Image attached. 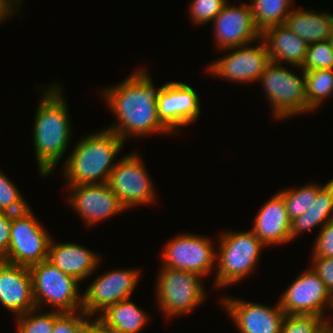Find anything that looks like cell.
<instances>
[{"mask_svg":"<svg viewBox=\"0 0 333 333\" xmlns=\"http://www.w3.org/2000/svg\"><path fill=\"white\" fill-rule=\"evenodd\" d=\"M251 230L265 246L291 241V220L284 198L279 192L262 205Z\"/></svg>","mask_w":333,"mask_h":333,"instance_id":"obj_19","label":"cell"},{"mask_svg":"<svg viewBox=\"0 0 333 333\" xmlns=\"http://www.w3.org/2000/svg\"><path fill=\"white\" fill-rule=\"evenodd\" d=\"M0 304L16 317L36 308L28 267L0 261Z\"/></svg>","mask_w":333,"mask_h":333,"instance_id":"obj_18","label":"cell"},{"mask_svg":"<svg viewBox=\"0 0 333 333\" xmlns=\"http://www.w3.org/2000/svg\"><path fill=\"white\" fill-rule=\"evenodd\" d=\"M286 315H316L325 318L326 307L333 309V296L318 274L308 268L293 281L278 300Z\"/></svg>","mask_w":333,"mask_h":333,"instance_id":"obj_11","label":"cell"},{"mask_svg":"<svg viewBox=\"0 0 333 333\" xmlns=\"http://www.w3.org/2000/svg\"><path fill=\"white\" fill-rule=\"evenodd\" d=\"M124 140L109 129L79 140L66 159L63 175L68 186L108 183L117 163H112Z\"/></svg>","mask_w":333,"mask_h":333,"instance_id":"obj_3","label":"cell"},{"mask_svg":"<svg viewBox=\"0 0 333 333\" xmlns=\"http://www.w3.org/2000/svg\"><path fill=\"white\" fill-rule=\"evenodd\" d=\"M98 318L117 333H139L149 317L135 302L127 299L109 306Z\"/></svg>","mask_w":333,"mask_h":333,"instance_id":"obj_24","label":"cell"},{"mask_svg":"<svg viewBox=\"0 0 333 333\" xmlns=\"http://www.w3.org/2000/svg\"><path fill=\"white\" fill-rule=\"evenodd\" d=\"M60 87L55 83L43 90L35 113L33 142L42 177L52 174L72 136L69 110Z\"/></svg>","mask_w":333,"mask_h":333,"instance_id":"obj_2","label":"cell"},{"mask_svg":"<svg viewBox=\"0 0 333 333\" xmlns=\"http://www.w3.org/2000/svg\"><path fill=\"white\" fill-rule=\"evenodd\" d=\"M12 215V213L0 212V261H4L7 257Z\"/></svg>","mask_w":333,"mask_h":333,"instance_id":"obj_36","label":"cell"},{"mask_svg":"<svg viewBox=\"0 0 333 333\" xmlns=\"http://www.w3.org/2000/svg\"><path fill=\"white\" fill-rule=\"evenodd\" d=\"M240 4L233 6L226 3L212 22L219 50L246 46L253 41L260 43L261 33L254 23L250 4Z\"/></svg>","mask_w":333,"mask_h":333,"instance_id":"obj_15","label":"cell"},{"mask_svg":"<svg viewBox=\"0 0 333 333\" xmlns=\"http://www.w3.org/2000/svg\"><path fill=\"white\" fill-rule=\"evenodd\" d=\"M292 3V0H252L249 4L260 33L269 27L284 24Z\"/></svg>","mask_w":333,"mask_h":333,"instance_id":"obj_25","label":"cell"},{"mask_svg":"<svg viewBox=\"0 0 333 333\" xmlns=\"http://www.w3.org/2000/svg\"><path fill=\"white\" fill-rule=\"evenodd\" d=\"M118 161L108 185L127 209L155 202V188L141 157L130 153Z\"/></svg>","mask_w":333,"mask_h":333,"instance_id":"obj_9","label":"cell"},{"mask_svg":"<svg viewBox=\"0 0 333 333\" xmlns=\"http://www.w3.org/2000/svg\"><path fill=\"white\" fill-rule=\"evenodd\" d=\"M157 90L150 75L143 68L121 84L104 89L102 94L118 119L114 126L107 129L116 133L122 140L129 136L137 137L153 133H172L159 119Z\"/></svg>","mask_w":333,"mask_h":333,"instance_id":"obj_1","label":"cell"},{"mask_svg":"<svg viewBox=\"0 0 333 333\" xmlns=\"http://www.w3.org/2000/svg\"><path fill=\"white\" fill-rule=\"evenodd\" d=\"M284 25L308 45L329 40L333 29V14L308 10H291Z\"/></svg>","mask_w":333,"mask_h":333,"instance_id":"obj_22","label":"cell"},{"mask_svg":"<svg viewBox=\"0 0 333 333\" xmlns=\"http://www.w3.org/2000/svg\"><path fill=\"white\" fill-rule=\"evenodd\" d=\"M157 108L159 119L173 134L196 121L201 113L198 94L191 86L177 81L161 86Z\"/></svg>","mask_w":333,"mask_h":333,"instance_id":"obj_14","label":"cell"},{"mask_svg":"<svg viewBox=\"0 0 333 333\" xmlns=\"http://www.w3.org/2000/svg\"><path fill=\"white\" fill-rule=\"evenodd\" d=\"M87 317L89 318L82 310L62 312L55 319L51 333H78L85 326Z\"/></svg>","mask_w":333,"mask_h":333,"instance_id":"obj_33","label":"cell"},{"mask_svg":"<svg viewBox=\"0 0 333 333\" xmlns=\"http://www.w3.org/2000/svg\"><path fill=\"white\" fill-rule=\"evenodd\" d=\"M269 54L270 62L290 64L301 67L306 56L308 44L284 24L265 29L261 33Z\"/></svg>","mask_w":333,"mask_h":333,"instance_id":"obj_21","label":"cell"},{"mask_svg":"<svg viewBox=\"0 0 333 333\" xmlns=\"http://www.w3.org/2000/svg\"><path fill=\"white\" fill-rule=\"evenodd\" d=\"M29 271L36 308L50 304L59 312L82 310L83 295L76 278L62 272L48 260L29 267Z\"/></svg>","mask_w":333,"mask_h":333,"instance_id":"obj_6","label":"cell"},{"mask_svg":"<svg viewBox=\"0 0 333 333\" xmlns=\"http://www.w3.org/2000/svg\"><path fill=\"white\" fill-rule=\"evenodd\" d=\"M155 293L166 318L188 314L206 299L201 276L193 272L161 267Z\"/></svg>","mask_w":333,"mask_h":333,"instance_id":"obj_7","label":"cell"},{"mask_svg":"<svg viewBox=\"0 0 333 333\" xmlns=\"http://www.w3.org/2000/svg\"><path fill=\"white\" fill-rule=\"evenodd\" d=\"M312 258H333V217L318 231Z\"/></svg>","mask_w":333,"mask_h":333,"instance_id":"obj_34","label":"cell"},{"mask_svg":"<svg viewBox=\"0 0 333 333\" xmlns=\"http://www.w3.org/2000/svg\"><path fill=\"white\" fill-rule=\"evenodd\" d=\"M329 41H330L331 46H332V48H333V29H332V34H331V36L329 37Z\"/></svg>","mask_w":333,"mask_h":333,"instance_id":"obj_41","label":"cell"},{"mask_svg":"<svg viewBox=\"0 0 333 333\" xmlns=\"http://www.w3.org/2000/svg\"><path fill=\"white\" fill-rule=\"evenodd\" d=\"M38 308L17 316L18 333H51L55 319L62 313L53 309L51 312L39 313ZM37 315H36V314Z\"/></svg>","mask_w":333,"mask_h":333,"instance_id":"obj_28","label":"cell"},{"mask_svg":"<svg viewBox=\"0 0 333 333\" xmlns=\"http://www.w3.org/2000/svg\"><path fill=\"white\" fill-rule=\"evenodd\" d=\"M21 3L18 0H0V24L6 17L13 16L15 10H19L18 7Z\"/></svg>","mask_w":333,"mask_h":333,"instance_id":"obj_37","label":"cell"},{"mask_svg":"<svg viewBox=\"0 0 333 333\" xmlns=\"http://www.w3.org/2000/svg\"><path fill=\"white\" fill-rule=\"evenodd\" d=\"M213 245L204 236L180 234L164 247L162 267L189 271L204 277L213 270L216 261L217 251Z\"/></svg>","mask_w":333,"mask_h":333,"instance_id":"obj_10","label":"cell"},{"mask_svg":"<svg viewBox=\"0 0 333 333\" xmlns=\"http://www.w3.org/2000/svg\"><path fill=\"white\" fill-rule=\"evenodd\" d=\"M302 76L286 69L283 64L270 62L258 79L266 91L276 119L288 118L313 110L306 97L305 71Z\"/></svg>","mask_w":333,"mask_h":333,"instance_id":"obj_5","label":"cell"},{"mask_svg":"<svg viewBox=\"0 0 333 333\" xmlns=\"http://www.w3.org/2000/svg\"><path fill=\"white\" fill-rule=\"evenodd\" d=\"M308 106L316 110L322 101L333 94V69L305 72Z\"/></svg>","mask_w":333,"mask_h":333,"instance_id":"obj_26","label":"cell"},{"mask_svg":"<svg viewBox=\"0 0 333 333\" xmlns=\"http://www.w3.org/2000/svg\"><path fill=\"white\" fill-rule=\"evenodd\" d=\"M78 333H91L85 326Z\"/></svg>","mask_w":333,"mask_h":333,"instance_id":"obj_40","label":"cell"},{"mask_svg":"<svg viewBox=\"0 0 333 333\" xmlns=\"http://www.w3.org/2000/svg\"><path fill=\"white\" fill-rule=\"evenodd\" d=\"M85 327L91 332V333H117L114 329L107 326L101 319L98 317L94 319L93 321L87 318V322L85 324Z\"/></svg>","mask_w":333,"mask_h":333,"instance_id":"obj_38","label":"cell"},{"mask_svg":"<svg viewBox=\"0 0 333 333\" xmlns=\"http://www.w3.org/2000/svg\"><path fill=\"white\" fill-rule=\"evenodd\" d=\"M47 260L79 282L92 275L100 263L98 255L87 247L69 242L56 244L52 239Z\"/></svg>","mask_w":333,"mask_h":333,"instance_id":"obj_20","label":"cell"},{"mask_svg":"<svg viewBox=\"0 0 333 333\" xmlns=\"http://www.w3.org/2000/svg\"><path fill=\"white\" fill-rule=\"evenodd\" d=\"M299 69L312 71L333 69V48L329 40L308 45L305 60Z\"/></svg>","mask_w":333,"mask_h":333,"instance_id":"obj_29","label":"cell"},{"mask_svg":"<svg viewBox=\"0 0 333 333\" xmlns=\"http://www.w3.org/2000/svg\"><path fill=\"white\" fill-rule=\"evenodd\" d=\"M325 333H333V324L330 320H325Z\"/></svg>","mask_w":333,"mask_h":333,"instance_id":"obj_39","label":"cell"},{"mask_svg":"<svg viewBox=\"0 0 333 333\" xmlns=\"http://www.w3.org/2000/svg\"><path fill=\"white\" fill-rule=\"evenodd\" d=\"M219 239L214 287L223 288L240 282L253 272L265 245L252 230L225 232Z\"/></svg>","mask_w":333,"mask_h":333,"instance_id":"obj_4","label":"cell"},{"mask_svg":"<svg viewBox=\"0 0 333 333\" xmlns=\"http://www.w3.org/2000/svg\"><path fill=\"white\" fill-rule=\"evenodd\" d=\"M226 313L234 320L240 333H280L285 317L279 302L269 307L238 298H223Z\"/></svg>","mask_w":333,"mask_h":333,"instance_id":"obj_17","label":"cell"},{"mask_svg":"<svg viewBox=\"0 0 333 333\" xmlns=\"http://www.w3.org/2000/svg\"><path fill=\"white\" fill-rule=\"evenodd\" d=\"M311 268L318 274L325 283L327 289L333 296V258H311Z\"/></svg>","mask_w":333,"mask_h":333,"instance_id":"obj_35","label":"cell"},{"mask_svg":"<svg viewBox=\"0 0 333 333\" xmlns=\"http://www.w3.org/2000/svg\"><path fill=\"white\" fill-rule=\"evenodd\" d=\"M333 178L318 190L316 200L299 217L291 221V241L303 231L321 228L333 217Z\"/></svg>","mask_w":333,"mask_h":333,"instance_id":"obj_23","label":"cell"},{"mask_svg":"<svg viewBox=\"0 0 333 333\" xmlns=\"http://www.w3.org/2000/svg\"><path fill=\"white\" fill-rule=\"evenodd\" d=\"M31 208L13 214L5 262L31 267L48 259L51 235L33 215Z\"/></svg>","mask_w":333,"mask_h":333,"instance_id":"obj_8","label":"cell"},{"mask_svg":"<svg viewBox=\"0 0 333 333\" xmlns=\"http://www.w3.org/2000/svg\"><path fill=\"white\" fill-rule=\"evenodd\" d=\"M325 320L316 315H285L280 333H325Z\"/></svg>","mask_w":333,"mask_h":333,"instance_id":"obj_31","label":"cell"},{"mask_svg":"<svg viewBox=\"0 0 333 333\" xmlns=\"http://www.w3.org/2000/svg\"><path fill=\"white\" fill-rule=\"evenodd\" d=\"M226 3V0H193L189 5V13L194 24H206L214 20Z\"/></svg>","mask_w":333,"mask_h":333,"instance_id":"obj_32","label":"cell"},{"mask_svg":"<svg viewBox=\"0 0 333 333\" xmlns=\"http://www.w3.org/2000/svg\"><path fill=\"white\" fill-rule=\"evenodd\" d=\"M260 45L256 47L248 44L239 47L228 48L232 50L223 58L211 63L208 71L217 77L228 79L232 82L251 83L257 81L270 63L266 45L260 39ZM249 48H248V47Z\"/></svg>","mask_w":333,"mask_h":333,"instance_id":"obj_13","label":"cell"},{"mask_svg":"<svg viewBox=\"0 0 333 333\" xmlns=\"http://www.w3.org/2000/svg\"><path fill=\"white\" fill-rule=\"evenodd\" d=\"M139 275L140 271L135 269H113L104 272L83 293L82 311L91 317L98 311L101 314L109 306L130 299L138 285Z\"/></svg>","mask_w":333,"mask_h":333,"instance_id":"obj_12","label":"cell"},{"mask_svg":"<svg viewBox=\"0 0 333 333\" xmlns=\"http://www.w3.org/2000/svg\"><path fill=\"white\" fill-rule=\"evenodd\" d=\"M14 185L0 170V212L18 214L30 207Z\"/></svg>","mask_w":333,"mask_h":333,"instance_id":"obj_30","label":"cell"},{"mask_svg":"<svg viewBox=\"0 0 333 333\" xmlns=\"http://www.w3.org/2000/svg\"><path fill=\"white\" fill-rule=\"evenodd\" d=\"M321 187L319 184L310 183L298 189L290 188L279 192L284 198L291 221L301 216L310 207L312 201L316 200L318 190Z\"/></svg>","mask_w":333,"mask_h":333,"instance_id":"obj_27","label":"cell"},{"mask_svg":"<svg viewBox=\"0 0 333 333\" xmlns=\"http://www.w3.org/2000/svg\"><path fill=\"white\" fill-rule=\"evenodd\" d=\"M68 187L71 194L68 202L87 226L107 220L106 218L117 215L121 211H126L108 183L80 184Z\"/></svg>","mask_w":333,"mask_h":333,"instance_id":"obj_16","label":"cell"}]
</instances>
